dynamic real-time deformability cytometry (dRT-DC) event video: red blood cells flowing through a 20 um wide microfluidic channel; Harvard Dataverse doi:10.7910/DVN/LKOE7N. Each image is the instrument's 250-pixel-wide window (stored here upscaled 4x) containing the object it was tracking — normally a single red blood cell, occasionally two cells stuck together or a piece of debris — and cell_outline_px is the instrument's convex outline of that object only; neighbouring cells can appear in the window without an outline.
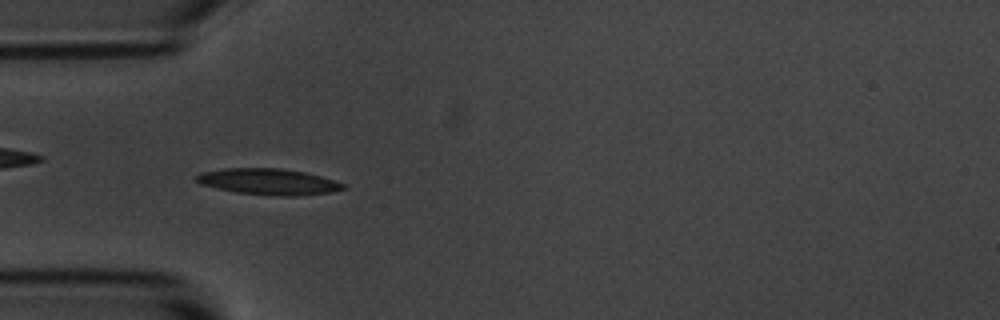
{"species": "common noctule bat (a hibernating species)", "species_latin": "Nyctalus noctula", "temperature_condition": "room temperature", "stored_images_in_passage": 48, "camera_frame_rate_fps": 3000, "um_per_image_px": 0.085, "animal": {"sex": "male", "body_mass_g": 20.1, "forearm_length_mm": 53.5}, "frame": {"image": 1, "passage_image": 9, "time_ms": 2.667, "image_size_px": [1000, 320], "cell_outline_px": [[344, 188], [328, 192], [296, 196], [272, 196], [236, 192], [200, 184], [196, 180], [196, 176], [204, 172], [224, 168], [280, 168], [304, 172], [320, 176], [344, 184]], "centroid_in_image_um": [22.79, 15.44], "position_along_channel_um": 62.2, "area_um2": 22.02}}
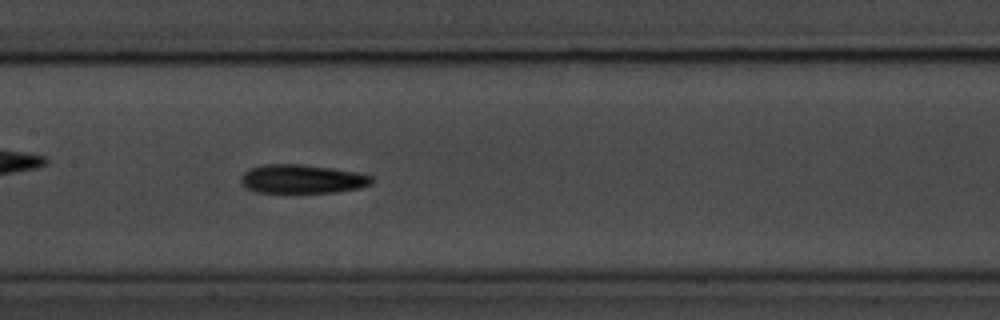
{"frame": {"image": 2, "passage_image": 19, "time_ms": 6.0, "image_size_px": [1000, 320], "cell_outline_px": [[372, 184], [360, 188], [336, 192], [256, 192], [248, 188], [240, 180], [244, 172], [248, 168], [264, 164], [304, 164], [332, 168], [356, 172], [372, 176]], "centroid_in_image_um": [25.69, 15.2], "position_along_channel_um": 181.7, "area_um2": 21.91}}
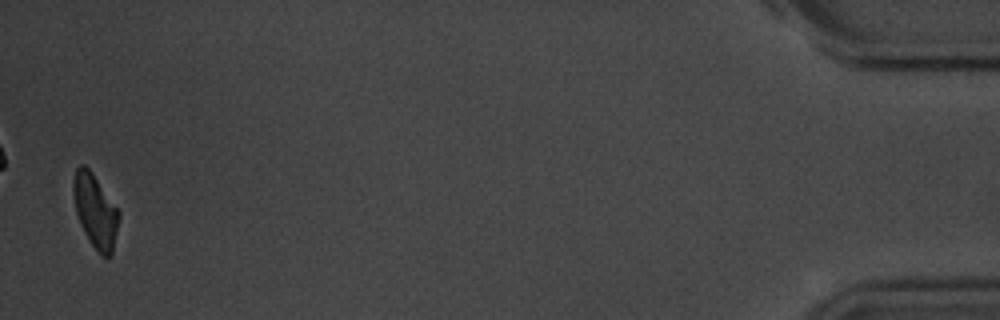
{"frame": {"image": 3, "passage_image": 47, "time_ms": 15.333, "image_size_px": [1000, 320], "cell_outline_px": [[120, 216], [112, 256], [108, 260], [100, 256], [92, 244], [76, 212], [72, 192], [72, 180], [76, 168], [80, 164], [84, 164], [92, 172], [120, 212]], "centroid_in_image_um": [8.11, 17.94], "position_along_channel_um": 427.1, "area_um2": 19.54}, "authors_computed_cell_mechanics": {"area_um2": 20.808, "velocity_mm_per_s": 3.6103, "shape_relaxation_time_tau1_ms": 3.1669, "shape_relaxation_time_tau2_ms": null, "deformation_change_tau1": 0.1227, "deformation_change_tau2": null}}